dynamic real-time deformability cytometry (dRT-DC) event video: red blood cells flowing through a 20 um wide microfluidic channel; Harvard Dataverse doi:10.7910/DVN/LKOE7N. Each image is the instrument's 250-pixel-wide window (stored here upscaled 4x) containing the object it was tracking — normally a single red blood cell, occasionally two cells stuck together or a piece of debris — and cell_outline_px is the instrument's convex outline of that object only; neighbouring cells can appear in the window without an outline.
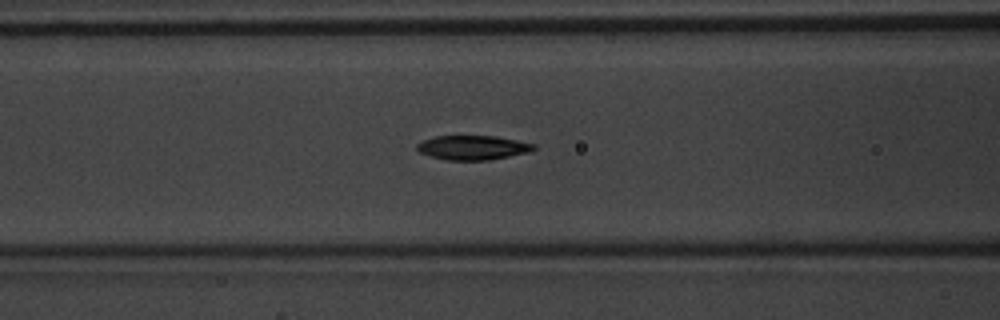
{"species": "common noctule bat (a hibernating species)", "species_latin": "Nyctalus noctula", "temperature_condition": "warm", "stored_images_in_passage": 34, "camera_frame_rate_fps": 3000, "um_per_image_px": 0.085, "animal": {"sex": "male", "body_mass_g": 20.1, "forearm_length_mm": 53.5}, "frame": {"image": 1, "passage_image": 5, "time_ms": 1.333, "image_size_px": [1000, 320], "cell_outline_px": [[536, 148], [528, 152], [488, 160], [444, 160], [420, 152], [416, 148], [416, 144], [424, 140], [436, 136], [496, 136], [536, 144]], "centroid_in_image_um": [40.18, 12.54], "position_along_channel_um": 126.4, "area_um2": 16.42}}
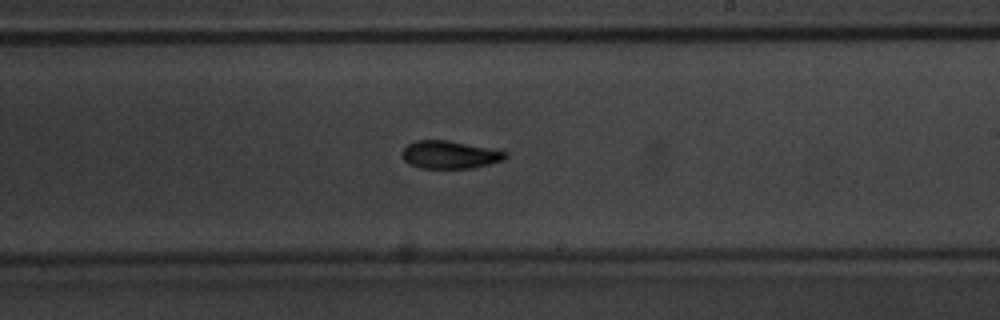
{"frame": {"image": 2, "passage_image": 14, "time_ms": 4.333, "image_size_px": [1000, 320], "cell_outline_px": [[508, 156], [504, 160], [472, 168], [420, 168], [404, 160], [400, 156], [400, 152], [408, 144], [416, 140], [448, 140], [508, 152]], "centroid_in_image_um": [38.2, 13.15], "position_along_channel_um": 250.8, "area_um2": 16.7}}
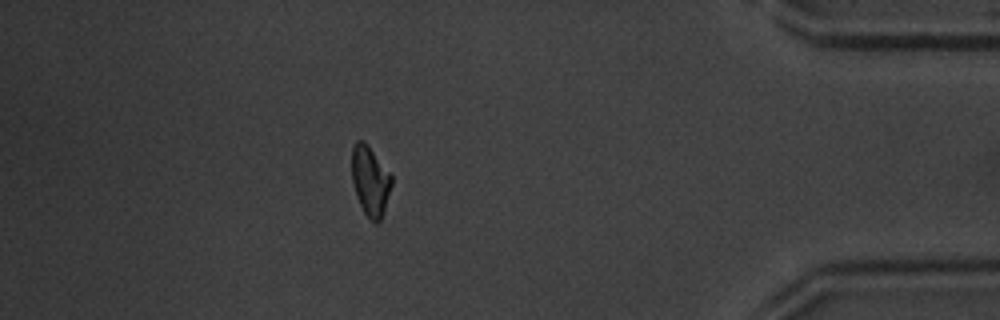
{"frame": {"image": 3, "passage_image": 28, "time_ms": 9.0, "image_size_px": [1000, 320], "cell_outline_px": [[392, 184], [384, 212], [380, 220], [376, 224], [364, 212], [356, 196], [352, 180], [352, 148], [356, 140], [364, 140], [368, 144], [392, 176]], "centroid_in_image_um": [31.47, 15.35], "position_along_channel_um": 403.7, "area_um2": 16.13}, "authors_computed_cell_mechanics": {"area_um2": 16.5886, "velocity_mm_per_s": 4.1476, "shape_relaxation_time_tau1_ms": 3.1678, "shape_relaxation_time_tau2_ms": 4.5442, "deformation_change_tau1": 0.1368, "deformation_change_tau2": 0.0964}}